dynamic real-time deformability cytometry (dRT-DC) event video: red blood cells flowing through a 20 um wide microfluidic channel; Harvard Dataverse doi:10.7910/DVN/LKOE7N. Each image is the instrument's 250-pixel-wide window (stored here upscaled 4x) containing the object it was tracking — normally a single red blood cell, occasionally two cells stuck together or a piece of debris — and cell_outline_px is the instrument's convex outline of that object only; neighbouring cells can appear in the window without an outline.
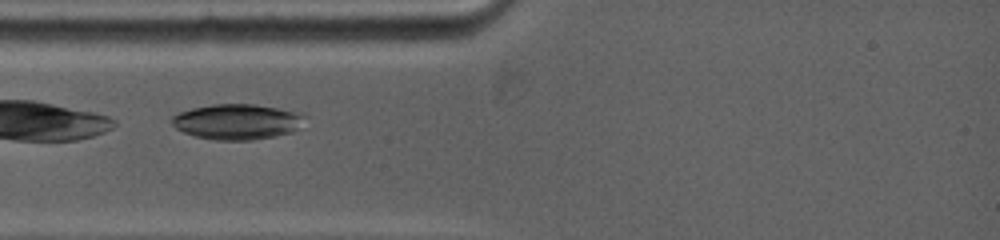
{"species": "common noctule bat (a hibernating species)", "species_latin": "Nyctalus noctula", "temperature_condition": "warm", "stored_images_in_passage": 11, "camera_frame_rate_fps": 5000, "um_per_image_px": 0.085, "animal": {"sex": "female", "body_mass_g": 19.0, "forearm_length_mm": 53.3}, "frame": {"image": 1, "passage_image": 4, "time_ms": 0.8, "image_size_px": [1000, 240], "cell_outline_px": [[304, 116], [296, 128], [292, 132], [252, 140], [216, 140], [196, 136], [184, 132], [176, 128], [168, 120], [172, 116], [180, 112], [192, 108], [212, 104], [252, 104], [304, 112]], "centroid_in_image_um": [20.11, 10.33], "position_along_channel_um": 64.9, "area_um2": 27.28}}
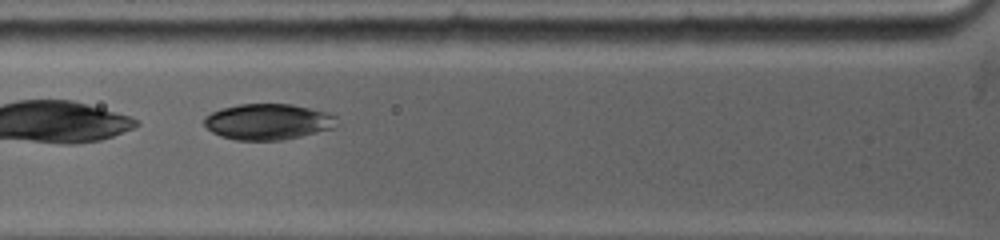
{"frame": {"image": 2, "passage_image": 7, "time_ms": 1.8, "image_size_px": [1000, 240], "cell_outline_px": [[336, 116], [332, 128], [300, 136], [280, 140], [236, 140], [220, 136], [212, 132], [204, 124], [204, 116], [220, 108], [240, 104], [292, 104], [328, 112]], "centroid_in_image_um": [22.72, 10.34], "position_along_channel_um": 103.1, "area_um2": 27.57}}
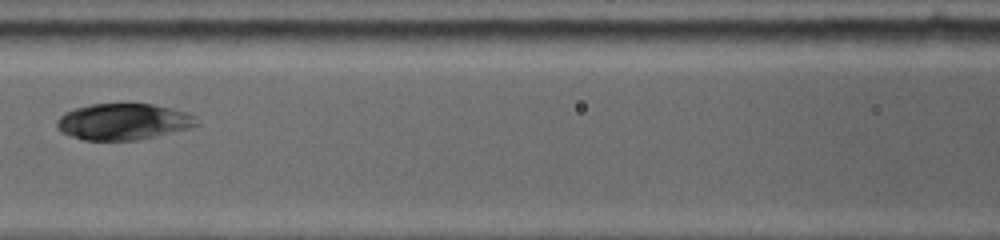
{"frame": {"image": 3, "passage_image": 10, "time_ms": 3.2, "image_size_px": [1000, 240], "cell_outline_px": [[200, 124], [188, 128], [156, 136], [136, 140], [84, 140], [60, 132], [56, 128], [56, 120], [64, 112], [76, 108], [92, 104], [152, 104], [184, 112], [196, 116]], "centroid_in_image_um": [10.44, 10.35], "position_along_channel_um": 156.2, "area_um2": 29.42}}